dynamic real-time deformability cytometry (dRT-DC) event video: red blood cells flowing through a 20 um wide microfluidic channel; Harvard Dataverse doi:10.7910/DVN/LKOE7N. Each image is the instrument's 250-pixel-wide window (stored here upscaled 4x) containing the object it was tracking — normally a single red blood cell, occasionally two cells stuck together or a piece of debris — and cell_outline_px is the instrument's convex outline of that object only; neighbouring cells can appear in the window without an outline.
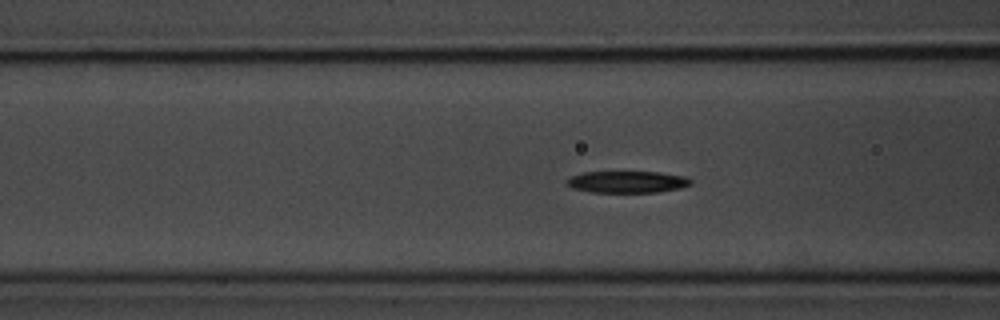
{"species": "common noctule bat (a hibernating species)", "species_latin": "Nyctalus noctula", "temperature_condition": "room temperature", "stored_images_in_passage": 44, "segment_of_instrument_passage": [1, 2], "camera_frame_rate_fps": 3000, "um_per_image_px": 0.085, "animal": {"sex": "male", "body_mass_g": 20.1, "forearm_length_mm": 53.5}, "frame": {"image": 1, "passage_image": 8, "time_ms": 2.333, "image_size_px": [1000, 320], "cell_outline_px": [[692, 184], [680, 188], [656, 192], [592, 192], [572, 188], [568, 184], [568, 176], [584, 172], [660, 172], [684, 176], [692, 180]], "centroid_in_image_um": [53.32, 15.45], "position_along_channel_um": 113.3, "area_um2": 15.66}}
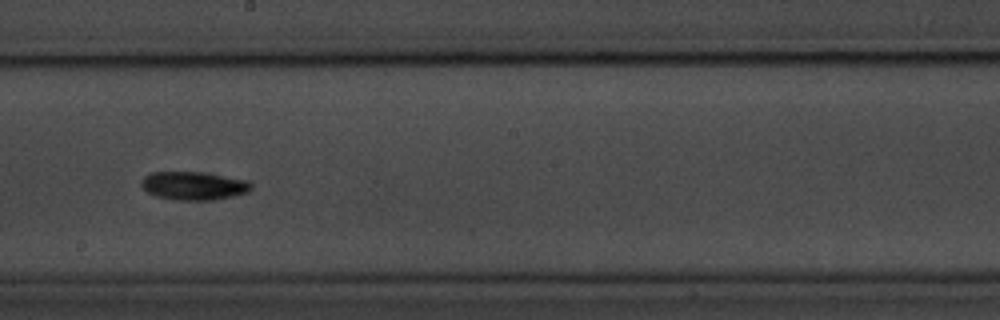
{"frame": {"image": 2, "passage_image": 18, "time_ms": 5.667, "image_size_px": [1000, 320], "cell_outline_px": [[252, 188], [248, 192], [232, 196], [212, 200], [176, 200], [156, 196], [148, 192], [140, 184], [140, 180], [144, 176], [152, 172], [200, 172], [248, 180], [252, 184]], "centroid_in_image_um": [16.45, 15.79], "position_along_channel_um": 231.7, "area_um2": 18.09}}
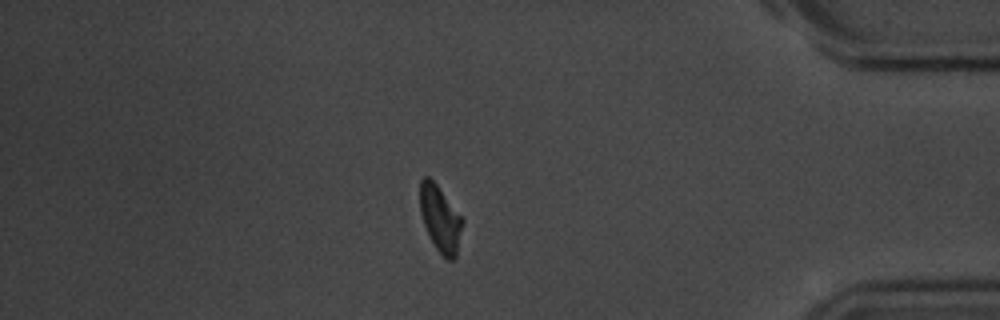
{"frame": {"image": 3, "passage_image": 35, "time_ms": 11.333, "image_size_px": [1000, 320], "cell_outline_px": [[464, 220], [456, 256], [452, 260], [448, 260], [436, 248], [424, 224], [420, 212], [420, 180], [424, 176], [428, 176], [436, 184]], "centroid_in_image_um": [37.42, 18.58], "position_along_channel_um": 397.8, "area_um2": 16.01}}